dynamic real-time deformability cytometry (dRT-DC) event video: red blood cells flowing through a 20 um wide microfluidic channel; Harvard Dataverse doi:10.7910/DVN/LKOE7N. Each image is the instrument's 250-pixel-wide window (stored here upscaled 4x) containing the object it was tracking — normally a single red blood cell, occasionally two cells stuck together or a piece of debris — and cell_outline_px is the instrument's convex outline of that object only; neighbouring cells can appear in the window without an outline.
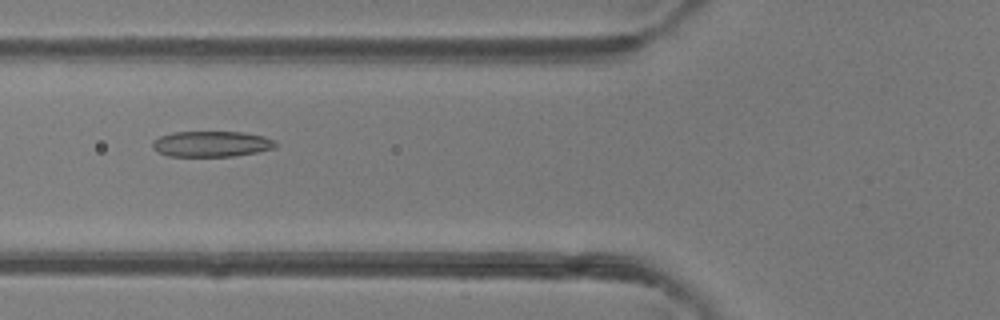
{"species": "common noctule bat (a hibernating species)", "species_latin": "Nyctalus noctula", "temperature_condition": "room temperature", "stored_images_in_passage": 45, "camera_frame_rate_fps": 3000, "um_per_image_px": 0.085, "animal": {"sex": "female"}, "frame": {"image": 1, "passage_image": 16, "time_ms": 5.0, "image_size_px": [1000, 320], "cell_outline_px": [[276, 148], [236, 156], [168, 156], [156, 152], [152, 148], [152, 140], [160, 136], [172, 132], [240, 132], [264, 136], [276, 140]], "centroid_in_image_um": [17.95, 12.24], "position_along_channel_um": 107.8, "area_um2": 18.61}}
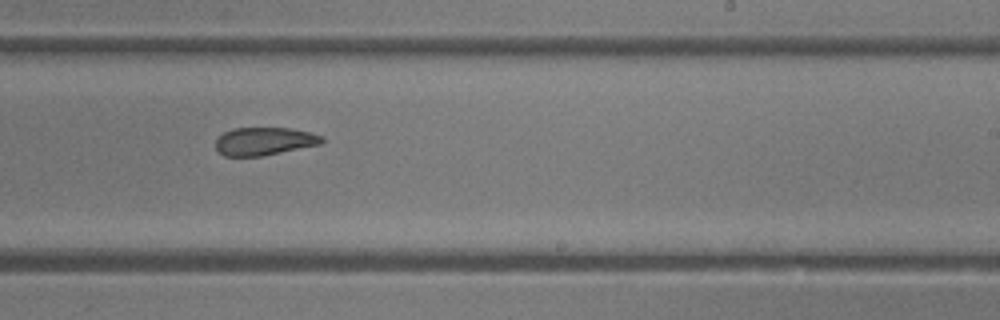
{"frame": {"image": 2, "passage_image": 27, "time_ms": 8.667, "image_size_px": [1000, 320], "cell_outline_px": [[324, 140], [320, 144], [260, 156], [224, 156], [216, 148], [216, 140], [224, 132], [232, 128], [292, 128], [324, 136]], "centroid_in_image_um": [22.46, 12.0], "position_along_channel_um": 266.5, "area_um2": 17.11}}
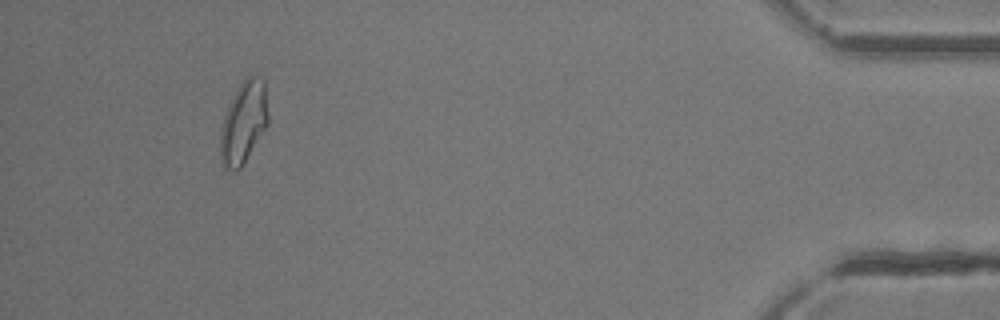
{"frame": {"image": 3, "passage_image": 42, "time_ms": 13.667, "image_size_px": [1000, 320], "cell_outline_px": [[268, 124], [244, 164], [236, 172], [224, 168], [220, 156], [220, 128], [224, 116], [232, 96], [236, 88], [248, 76], [256, 76], [264, 80], [268, 112]], "centroid_in_image_um": [20.69, 10.44], "position_along_channel_um": 414.5, "area_um2": 23.0}, "authors_computed_cell_mechanics": {"area_um2": 19.5942, "velocity_mm_per_s": 4.3327, "shape_relaxation_time_tau1_ms": 3.6162, "shape_relaxation_time_tau2_ms": 2.9111, "deformation_change_tau1": 0.1188, "deformation_change_tau2": 0.1139}}